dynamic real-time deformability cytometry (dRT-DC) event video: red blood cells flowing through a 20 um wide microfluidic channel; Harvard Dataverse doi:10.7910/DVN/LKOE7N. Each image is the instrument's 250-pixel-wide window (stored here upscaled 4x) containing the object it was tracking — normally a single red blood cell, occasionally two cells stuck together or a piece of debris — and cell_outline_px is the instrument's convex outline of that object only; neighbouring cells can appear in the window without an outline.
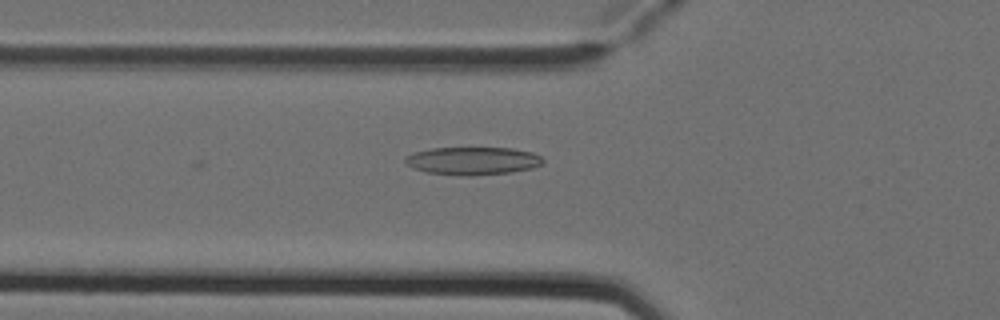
{"species": "Egyptian fruit bat (a non-hibernating species)", "species_latin": "Rousettus aegyptiacus", "temperature_condition": "cold", "stored_images_in_passage": 5, "camera_frame_rate_fps": 3000, "um_per_image_px": 0.085, "animal": {"sex": "female"}, "frame": {"image": 1, "passage_image": 5, "time_ms": 1.333, "image_size_px": [1000, 320], "cell_outline_px": [[544, 160], [540, 164], [532, 168], [512, 172], [468, 176], [464, 176], [428, 172], [412, 168], [404, 160], [404, 156], [416, 152], [432, 148], [512, 148], [532, 152], [540, 156]], "centroid_in_image_um": [40.18, 13.67], "position_along_channel_um": 85.6, "area_um2": 22.25}}